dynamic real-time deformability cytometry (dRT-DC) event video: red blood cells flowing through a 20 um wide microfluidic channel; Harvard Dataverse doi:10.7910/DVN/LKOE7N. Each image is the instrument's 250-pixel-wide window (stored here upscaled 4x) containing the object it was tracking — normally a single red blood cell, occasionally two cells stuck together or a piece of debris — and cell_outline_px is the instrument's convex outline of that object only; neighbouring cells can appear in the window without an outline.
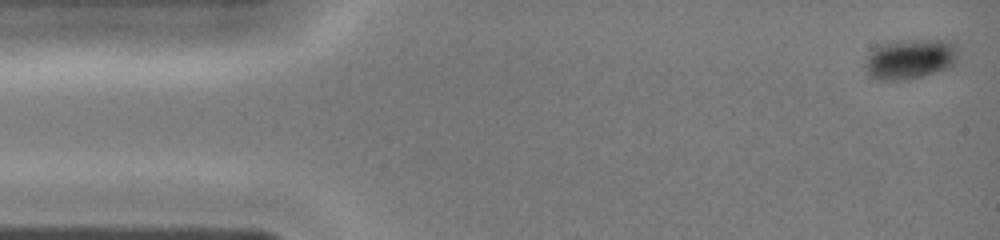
{"species": "common noctule bat (a hibernating species)", "species_latin": "Nyctalus noctula", "temperature_condition": "cold", "stored_images_in_passage": 41, "camera_frame_rate_fps": 3000, "um_per_image_px": 0.085, "animal": {"sex": "female", "body_mass_g": 19.0, "forearm_length_mm": 51.5}, "frame": {"image": 1, "passage_image": 1, "time_ms": 0.0, "image_size_px": [1000, 240], "cell_outline_px": [[960, 56], [956, 64], [948, 68], [920, 76], [904, 80], [880, 80], [872, 76], [868, 72], [864, 64], [872, 48], [880, 44], [896, 40], [956, 40]], "centroid_in_image_um": [77.43, 4.98], "position_along_channel_um": 7.6, "area_um2": 22.14}}
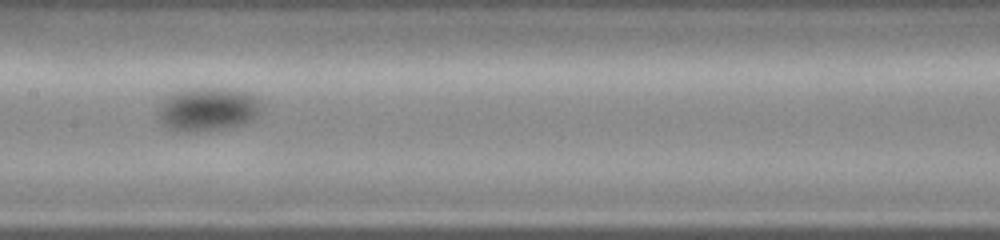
{"frame": {"image": 2, "passage_image": 20, "time_ms": 6.333, "image_size_px": [1000, 240], "cell_outline_px": [[260, 112], [256, 116], [244, 124], [228, 128], [196, 132], [184, 132], [168, 128], [160, 120], [160, 108], [176, 92], [208, 88], [224, 88], [244, 92], [252, 96], [260, 104]], "centroid_in_image_um": [17.71, 9.33], "position_along_channel_um": 189.7, "area_um2": 25.2}}
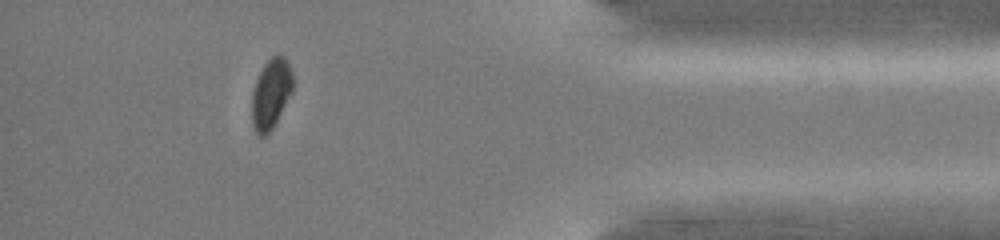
{"frame": {"image": 3, "passage_image": 36, "time_ms": 11.667, "image_size_px": [1000, 240], "cell_outline_px": [[292, 92], [272, 128], [264, 136], [260, 136], [256, 132], [252, 124], [252, 92], [256, 80], [264, 64], [272, 56], [284, 56], [288, 60], [292, 72]], "centroid_in_image_um": [23.03, 7.95], "position_along_channel_um": 412.2, "area_um2": 16.47}}